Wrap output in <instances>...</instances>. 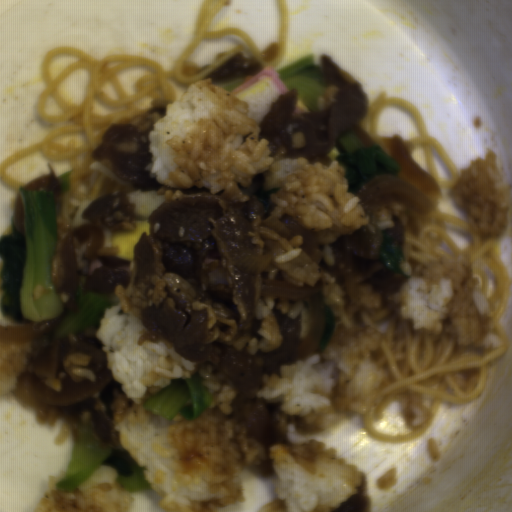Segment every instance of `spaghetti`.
Returning <instances> with one entry per match:
<instances>
[{
	"label": "spaghetti",
	"mask_w": 512,
	"mask_h": 512,
	"mask_svg": "<svg viewBox=\"0 0 512 512\" xmlns=\"http://www.w3.org/2000/svg\"><path fill=\"white\" fill-rule=\"evenodd\" d=\"M384 107L402 109L413 118L417 126L416 135L412 138L402 139L408 152L410 153L417 147L422 148L427 172L438 182L441 189H450L456 185L461 177L458 166L444 145L428 135L419 109L399 95H387L381 91L369 104L362 128L374 145L378 144L382 151L389 154L383 138L385 136L380 135L377 130L379 117Z\"/></svg>",
	"instance_id": "3"
},
{
	"label": "spaghetti",
	"mask_w": 512,
	"mask_h": 512,
	"mask_svg": "<svg viewBox=\"0 0 512 512\" xmlns=\"http://www.w3.org/2000/svg\"><path fill=\"white\" fill-rule=\"evenodd\" d=\"M409 221L402 226V257L414 271L418 264L439 261L434 248L458 256L467 254L477 287L490 302L489 311L479 317L482 329L495 331L502 347L483 350L461 347L449 335L436 337L415 333L413 320L399 315L398 304L381 295L379 309L361 301L353 316L358 324L379 330L377 350L369 352L385 375L366 413L364 432L383 443L407 444L427 433L433 415L441 406H466L488 386L491 366L509 348L510 339L502 326L512 285L503 258L500 237H480L468 220L434 208L417 213L409 205ZM413 400L430 409L424 426L412 429L408 408Z\"/></svg>",
	"instance_id": "2"
},
{
	"label": "spaghetti",
	"mask_w": 512,
	"mask_h": 512,
	"mask_svg": "<svg viewBox=\"0 0 512 512\" xmlns=\"http://www.w3.org/2000/svg\"><path fill=\"white\" fill-rule=\"evenodd\" d=\"M231 0H203L196 15L190 39L169 70L160 62L139 54L114 53L101 58L84 50L56 46L41 62L43 88L35 101L37 118L53 128L38 141L10 154L0 162L2 182L20 191L22 184L8 173L16 162L40 153L51 163L68 161L70 190L57 196L58 221L51 263L53 283L60 270V252L65 238L78 225L88 224L83 212L98 198L115 190L128 192L132 185L118 178L92 153L110 123H130L143 113L139 102L149 97L151 109L177 101L173 81L184 86L202 80L243 47L227 49L205 65H195L191 56L199 44L226 35H238L248 47L249 57L259 59L261 67L277 66L288 44L289 8L287 0H275L278 37L269 47L261 48L250 31L236 27L210 30L208 25ZM90 73L87 98L82 104H70L59 93L58 85L76 70ZM23 187V186H22Z\"/></svg>",
	"instance_id": "1"
}]
</instances>
